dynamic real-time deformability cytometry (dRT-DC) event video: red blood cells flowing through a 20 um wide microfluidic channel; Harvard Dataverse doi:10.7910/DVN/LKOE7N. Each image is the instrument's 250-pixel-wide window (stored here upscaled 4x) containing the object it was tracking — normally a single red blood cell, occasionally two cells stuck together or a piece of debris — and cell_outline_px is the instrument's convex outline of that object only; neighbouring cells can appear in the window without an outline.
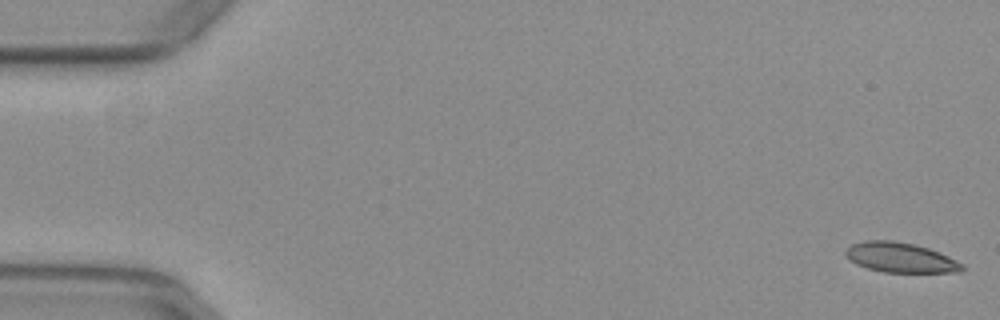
{"species": "common noctule bat (a hibernating species)", "species_latin": "Nyctalus noctula", "temperature_condition": "warm", "stored_images_in_passage": 53, "camera_frame_rate_fps": 3000, "um_per_image_px": 0.085, "animal": {"sex": "female", "body_mass_g": 29.2, "forearm_length_mm": 56.3}, "frame": {"image": 1, "passage_image": 1, "time_ms": 0.0, "image_size_px": [1000, 320], "cell_outline_px": [[964, 268], [960, 272], [884, 272], [868, 268], [856, 264], [848, 260], [844, 252], [852, 244], [864, 240], [892, 240], [916, 244], [940, 252], [964, 264]], "centroid_in_image_um": [76.53, 21.88], "position_along_channel_um": 8.5, "area_um2": 20.4}}
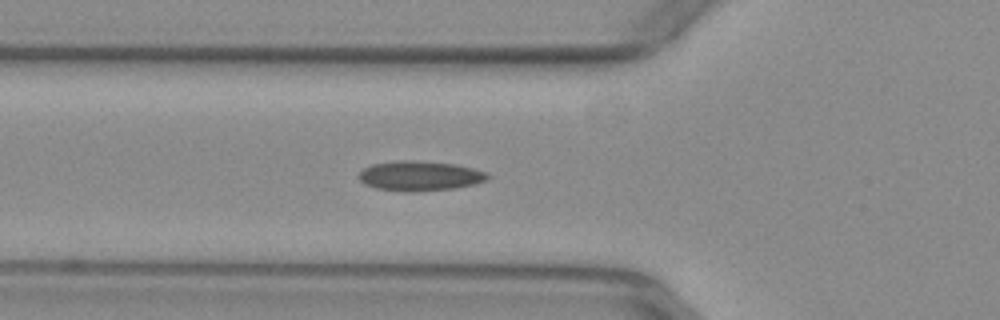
{"frame": {"image": 2, "passage_image": 19, "time_ms": 6.0, "image_size_px": [1000, 320], "cell_outline_px": [[488, 180], [476, 184], [456, 188], [412, 192], [404, 192], [376, 188], [364, 184], [356, 176], [364, 168], [372, 164], [400, 160], [416, 160], [452, 164], [472, 168], [488, 172]], "centroid_in_image_um": [35.67, 14.96], "position_along_channel_um": 90.1, "area_um2": 22.54}}
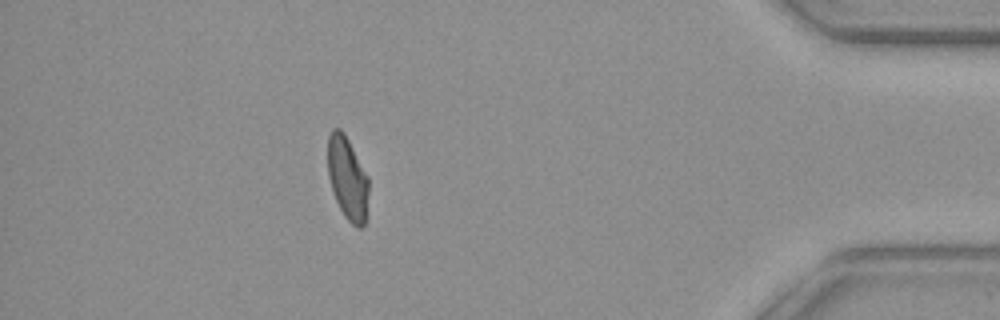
{"frame": {"image": 3, "passage_image": 47, "time_ms": 15.333, "image_size_px": [1000, 320], "cell_outline_px": [[368, 192], [364, 224], [360, 228], [356, 228], [344, 216], [336, 200], [328, 176], [328, 136], [332, 128], [340, 128], [344, 132], [368, 176]], "centroid_in_image_um": [29.53, 15.13], "position_along_channel_um": 405.7, "area_um2": 19.59}, "authors_computed_cell_mechanics": {"area_um2": 20.6924, "velocity_mm_per_s": 3.9228, "shape_relaxation_time_tau1_ms": null, "shape_relaxation_time_tau2_ms": 2.302, "deformation_change_tau1": null, "deformation_change_tau2": 0.0787}}